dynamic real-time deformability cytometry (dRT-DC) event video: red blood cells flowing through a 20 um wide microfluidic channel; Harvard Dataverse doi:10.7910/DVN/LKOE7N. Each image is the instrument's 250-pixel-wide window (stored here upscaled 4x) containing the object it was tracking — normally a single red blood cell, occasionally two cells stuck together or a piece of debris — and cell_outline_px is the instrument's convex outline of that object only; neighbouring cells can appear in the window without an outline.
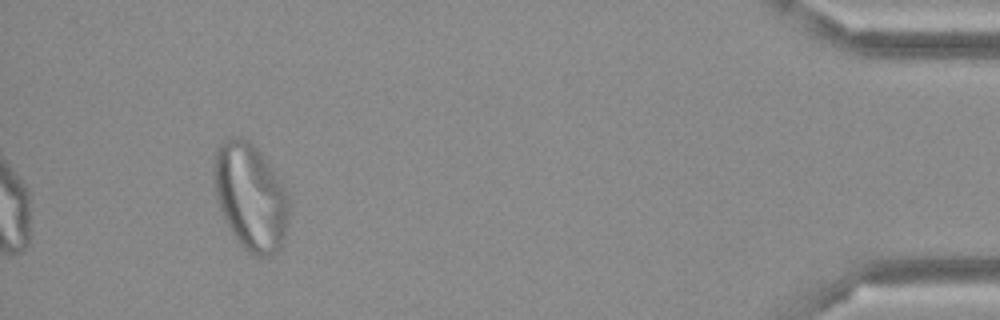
{"species": "Egyptian fruit bat (a non-hibernating species)", "species_latin": "Rousettus aegyptiacus", "temperature_condition": "cold", "stored_images_in_passage": 40, "camera_frame_rate_fps": 3000, "um_per_image_px": 0.085, "frame": {"image": 1, "passage_image": 40, "time_ms": 13.0, "image_size_px": [1000, 320], "cell_outline_px": [[288, 216], [284, 240], [280, 248], [276, 252], [268, 256], [256, 256], [248, 252], [240, 244], [228, 228], [220, 208], [216, 196], [212, 176], [212, 168], [216, 148], [224, 140], [232, 136], [248, 140], [264, 156], [288, 192]], "centroid_in_image_um": [21.27, 16.72], "position_along_channel_um": 413.9, "area_um2": 46.93}}